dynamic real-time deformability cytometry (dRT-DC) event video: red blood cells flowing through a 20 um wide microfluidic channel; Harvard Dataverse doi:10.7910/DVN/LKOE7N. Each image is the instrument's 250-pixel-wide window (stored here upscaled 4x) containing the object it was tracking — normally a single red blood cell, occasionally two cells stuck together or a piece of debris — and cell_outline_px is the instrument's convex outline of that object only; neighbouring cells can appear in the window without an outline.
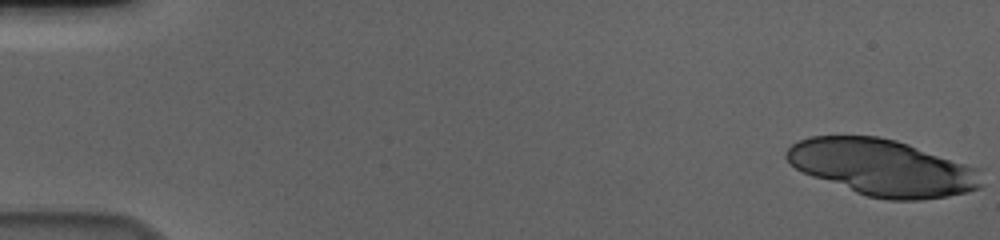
{"species": "human", "species_latin": "Homo sapiens", "temperature_condition": "cold", "stored_images_in_passage": 19, "camera_frame_rate_fps": 3000, "um_per_image_px": 0.085, "donor": {"sex": "male"}, "frame": {"image": 1, "passage_image": 1, "time_ms": 0.0, "image_size_px": [1000, 240], "cell_outline_px": [[984, 184], [980, 188], [948, 196], [920, 200], [888, 200], [868, 196], [856, 192], [812, 176], [796, 168], [784, 156], [784, 152], [792, 144], [800, 140], [812, 136], [880, 136], [896, 140], [980, 168]], "centroid_in_image_um": [75.05, 14.24], "position_along_channel_um": 10.0, "area_um2": 63.87}}